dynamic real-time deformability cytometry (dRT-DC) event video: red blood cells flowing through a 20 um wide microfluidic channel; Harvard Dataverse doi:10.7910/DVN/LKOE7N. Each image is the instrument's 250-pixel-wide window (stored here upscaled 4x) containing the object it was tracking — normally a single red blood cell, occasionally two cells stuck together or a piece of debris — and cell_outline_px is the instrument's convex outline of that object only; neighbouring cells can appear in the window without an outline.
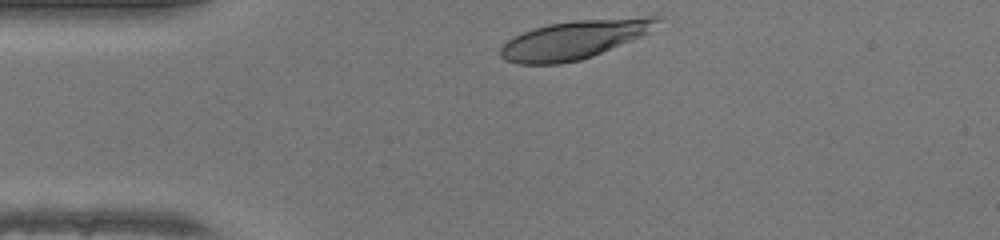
{"species": "human", "species_latin": "Homo sapiens", "temperature_condition": "warm", "stored_images_in_passage": 29, "camera_frame_rate_fps": 3000, "um_per_image_px": 0.085, "donor": {"sex": "female"}, "frame": {"image": 1, "passage_image": 1, "time_ms": 0.0, "image_size_px": [1000, 240], "cell_outline_px": [[664, 16], [648, 32], [640, 36], [592, 56], [580, 60], [560, 64], [516, 64], [504, 60], [500, 56], [500, 48], [508, 40], [524, 32], [548, 24], [572, 20], [644, 16]], "centroid_in_image_um": [48.8, 3.36], "position_along_channel_um": 36.2, "area_um2": 35.03}}
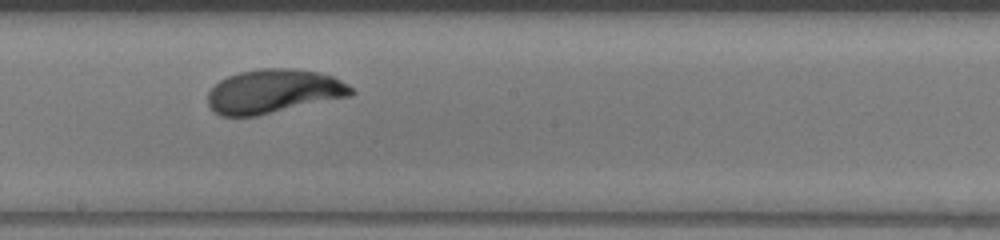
{"frame": {"image": 2, "passage_image": 17, "time_ms": 5.333, "image_size_px": [1000, 240], "cell_outline_px": [[356, 92], [352, 96], [256, 116], [220, 116], [212, 112], [208, 104], [208, 92], [220, 80], [228, 76], [240, 72], [260, 68], [292, 68], [316, 72], [332, 76], [348, 84]], "centroid_in_image_um": [23.26, 7.77], "position_along_channel_um": 224.9, "area_um2": 36.88}}
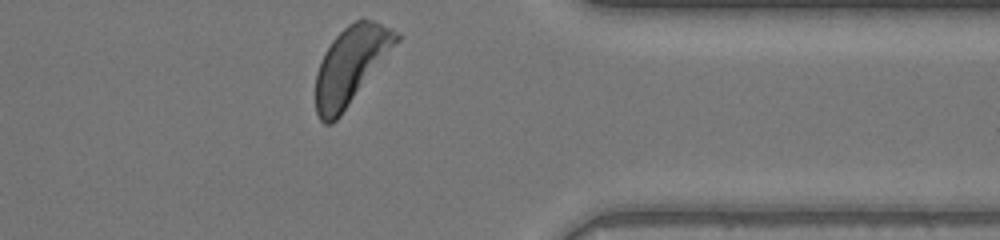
{"frame": {"image": 3, "passage_image": 29, "time_ms": 9.333, "image_size_px": [1000, 240], "cell_outline_px": [[400, 40], [340, 116], [332, 124], [324, 124], [320, 120], [316, 112], [316, 72], [320, 60], [324, 52], [332, 40], [348, 24], [356, 20], [372, 20], [392, 28], [400, 32]], "centroid_in_image_um": [29.82, 5.55], "position_along_channel_um": 381.6, "area_um2": 36.13}, "authors_computed_cell_mechanics": {"area_um2": 36.414, "velocity_mm_per_s": 4.2312, "shape_relaxation_time_tau1_ms": 3.3182, "shape_relaxation_time_tau2_ms": null, "deformation_change_tau1": 0.204, "deformation_change_tau2": null}}